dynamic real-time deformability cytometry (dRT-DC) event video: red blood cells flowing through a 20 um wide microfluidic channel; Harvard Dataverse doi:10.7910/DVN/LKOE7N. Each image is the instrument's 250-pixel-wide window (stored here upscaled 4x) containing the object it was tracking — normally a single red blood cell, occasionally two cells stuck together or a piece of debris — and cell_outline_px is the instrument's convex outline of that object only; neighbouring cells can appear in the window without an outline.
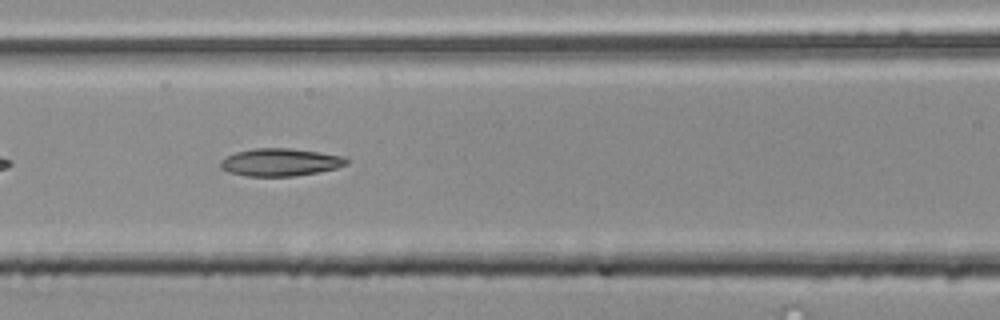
{"species": "common noctule bat (a hibernating species)", "species_latin": "Nyctalus noctula", "temperature_condition": "room temperature", "stored_images_in_passage": 39, "camera_frame_rate_fps": 3000, "um_per_image_px": 0.085, "animal": {"sex": "male", "body_mass_g": 20.4}, "frame": {"image": 1, "passage_image": 8, "time_ms": 2.333, "image_size_px": [1000, 320], "cell_outline_px": [[348, 164], [336, 168], [320, 172], [292, 176], [248, 176], [228, 172], [220, 168], [220, 160], [236, 152], [252, 148], [288, 148], [320, 152], [344, 156], [348, 160]], "centroid_in_image_um": [23.82, 13.79], "position_along_channel_um": 142.8, "area_um2": 20.35}}
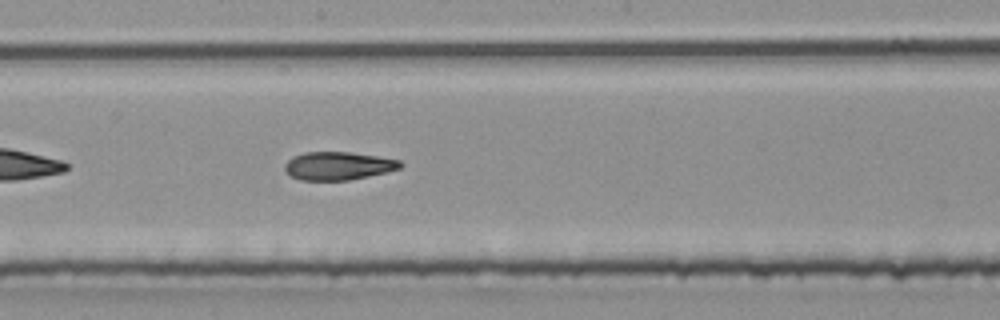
{"frame": {"image": 2, "passage_image": 14, "time_ms": 4.333, "image_size_px": [1000, 320], "cell_outline_px": [[404, 164], [400, 168], [388, 172], [348, 180], [300, 180], [284, 172], [284, 164], [292, 156], [304, 152], [352, 152], [400, 160]], "centroid_in_image_um": [28.73, 14.09], "position_along_channel_um": 219.5, "area_um2": 19.07}}
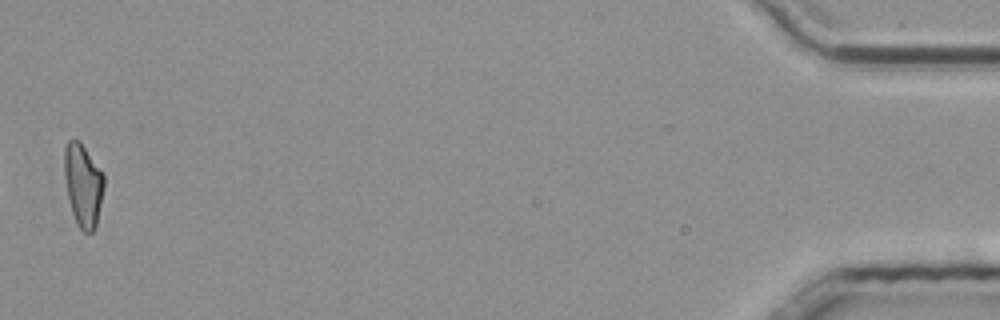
{"frame": {"image": 3, "passage_image": 38, "time_ms": 12.333, "image_size_px": [1000, 320], "cell_outline_px": [[104, 188], [96, 228], [92, 232], [84, 232], [80, 228], [72, 212], [68, 196], [64, 176], [64, 148], [68, 140], [80, 140], [104, 176]], "centroid_in_image_um": [7.06, 15.72], "position_along_channel_um": 428.1, "area_um2": 19.02}, "authors_computed_cell_mechanics": {"area_um2": 19.3052, "velocity_mm_per_s": 3.8395, "shape_relaxation_time_tau1_ms": 7.2361, "shape_relaxation_time_tau2_ms": 8.0906, "deformation_change_tau1": 0.2052, "deformation_change_tau2": 0.164}}